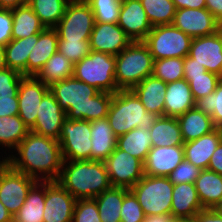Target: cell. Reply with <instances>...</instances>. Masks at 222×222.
I'll use <instances>...</instances> for the list:
<instances>
[{
    "label": "cell",
    "instance_id": "6da1fadb",
    "mask_svg": "<svg viewBox=\"0 0 222 222\" xmlns=\"http://www.w3.org/2000/svg\"><path fill=\"white\" fill-rule=\"evenodd\" d=\"M15 151L18 153L6 157L13 169L38 181H56L59 178L64 160L58 140L30 131Z\"/></svg>",
    "mask_w": 222,
    "mask_h": 222
},
{
    "label": "cell",
    "instance_id": "7a4b0ae2",
    "mask_svg": "<svg viewBox=\"0 0 222 222\" xmlns=\"http://www.w3.org/2000/svg\"><path fill=\"white\" fill-rule=\"evenodd\" d=\"M67 119L94 121L108 116L113 94L100 92L73 76L49 87Z\"/></svg>",
    "mask_w": 222,
    "mask_h": 222
},
{
    "label": "cell",
    "instance_id": "3957f363",
    "mask_svg": "<svg viewBox=\"0 0 222 222\" xmlns=\"http://www.w3.org/2000/svg\"><path fill=\"white\" fill-rule=\"evenodd\" d=\"M76 200L93 199L112 187L104 161L64 160L56 180Z\"/></svg>",
    "mask_w": 222,
    "mask_h": 222
},
{
    "label": "cell",
    "instance_id": "277c9868",
    "mask_svg": "<svg viewBox=\"0 0 222 222\" xmlns=\"http://www.w3.org/2000/svg\"><path fill=\"white\" fill-rule=\"evenodd\" d=\"M157 117L147 112L131 90H118L113 94L107 119L115 136L119 137L134 128L149 130Z\"/></svg>",
    "mask_w": 222,
    "mask_h": 222
},
{
    "label": "cell",
    "instance_id": "5b68a950",
    "mask_svg": "<svg viewBox=\"0 0 222 222\" xmlns=\"http://www.w3.org/2000/svg\"><path fill=\"white\" fill-rule=\"evenodd\" d=\"M154 59L143 41H133L115 56V80L119 90H131L153 74Z\"/></svg>",
    "mask_w": 222,
    "mask_h": 222
},
{
    "label": "cell",
    "instance_id": "8992f818",
    "mask_svg": "<svg viewBox=\"0 0 222 222\" xmlns=\"http://www.w3.org/2000/svg\"><path fill=\"white\" fill-rule=\"evenodd\" d=\"M73 77L98 89L116 93L115 56L91 50L90 54L74 64Z\"/></svg>",
    "mask_w": 222,
    "mask_h": 222
},
{
    "label": "cell",
    "instance_id": "52a82bcc",
    "mask_svg": "<svg viewBox=\"0 0 222 222\" xmlns=\"http://www.w3.org/2000/svg\"><path fill=\"white\" fill-rule=\"evenodd\" d=\"M174 184L168 177L144 175L130 190L145 215L171 212Z\"/></svg>",
    "mask_w": 222,
    "mask_h": 222
},
{
    "label": "cell",
    "instance_id": "ba28073f",
    "mask_svg": "<svg viewBox=\"0 0 222 222\" xmlns=\"http://www.w3.org/2000/svg\"><path fill=\"white\" fill-rule=\"evenodd\" d=\"M193 38L170 25L154 26L143 41L154 60L185 58L189 54Z\"/></svg>",
    "mask_w": 222,
    "mask_h": 222
},
{
    "label": "cell",
    "instance_id": "9c48e42d",
    "mask_svg": "<svg viewBox=\"0 0 222 222\" xmlns=\"http://www.w3.org/2000/svg\"><path fill=\"white\" fill-rule=\"evenodd\" d=\"M94 25L95 17L90 4L83 0H70L54 28L59 40L89 41Z\"/></svg>",
    "mask_w": 222,
    "mask_h": 222
},
{
    "label": "cell",
    "instance_id": "30bf717a",
    "mask_svg": "<svg viewBox=\"0 0 222 222\" xmlns=\"http://www.w3.org/2000/svg\"><path fill=\"white\" fill-rule=\"evenodd\" d=\"M58 141L63 160H91V122L66 119Z\"/></svg>",
    "mask_w": 222,
    "mask_h": 222
},
{
    "label": "cell",
    "instance_id": "8fae6325",
    "mask_svg": "<svg viewBox=\"0 0 222 222\" xmlns=\"http://www.w3.org/2000/svg\"><path fill=\"white\" fill-rule=\"evenodd\" d=\"M37 182L35 178L13 169L8 163L0 169V201L13 216Z\"/></svg>",
    "mask_w": 222,
    "mask_h": 222
},
{
    "label": "cell",
    "instance_id": "7c38bea8",
    "mask_svg": "<svg viewBox=\"0 0 222 222\" xmlns=\"http://www.w3.org/2000/svg\"><path fill=\"white\" fill-rule=\"evenodd\" d=\"M104 164L112 187L131 189L144 176L143 162L117 147Z\"/></svg>",
    "mask_w": 222,
    "mask_h": 222
},
{
    "label": "cell",
    "instance_id": "4fadbf2b",
    "mask_svg": "<svg viewBox=\"0 0 222 222\" xmlns=\"http://www.w3.org/2000/svg\"><path fill=\"white\" fill-rule=\"evenodd\" d=\"M172 25L192 38L213 34L221 23L206 9H177Z\"/></svg>",
    "mask_w": 222,
    "mask_h": 222
},
{
    "label": "cell",
    "instance_id": "5bb4252c",
    "mask_svg": "<svg viewBox=\"0 0 222 222\" xmlns=\"http://www.w3.org/2000/svg\"><path fill=\"white\" fill-rule=\"evenodd\" d=\"M76 201L57 181H45L44 222H72Z\"/></svg>",
    "mask_w": 222,
    "mask_h": 222
},
{
    "label": "cell",
    "instance_id": "9a60e30c",
    "mask_svg": "<svg viewBox=\"0 0 222 222\" xmlns=\"http://www.w3.org/2000/svg\"><path fill=\"white\" fill-rule=\"evenodd\" d=\"M36 76H23L18 88V115L31 130L37 119V112L43 96L49 91Z\"/></svg>",
    "mask_w": 222,
    "mask_h": 222
},
{
    "label": "cell",
    "instance_id": "2e32d148",
    "mask_svg": "<svg viewBox=\"0 0 222 222\" xmlns=\"http://www.w3.org/2000/svg\"><path fill=\"white\" fill-rule=\"evenodd\" d=\"M188 56L208 72L222 77V28L213 34L193 38Z\"/></svg>",
    "mask_w": 222,
    "mask_h": 222
},
{
    "label": "cell",
    "instance_id": "e0dca14e",
    "mask_svg": "<svg viewBox=\"0 0 222 222\" xmlns=\"http://www.w3.org/2000/svg\"><path fill=\"white\" fill-rule=\"evenodd\" d=\"M66 112L58 104L49 90L42 98L34 127L30 130L38 135L59 140Z\"/></svg>",
    "mask_w": 222,
    "mask_h": 222
},
{
    "label": "cell",
    "instance_id": "ac0fdd59",
    "mask_svg": "<svg viewBox=\"0 0 222 222\" xmlns=\"http://www.w3.org/2000/svg\"><path fill=\"white\" fill-rule=\"evenodd\" d=\"M117 24L133 41H144L153 28L140 0H122Z\"/></svg>",
    "mask_w": 222,
    "mask_h": 222
},
{
    "label": "cell",
    "instance_id": "d6986e66",
    "mask_svg": "<svg viewBox=\"0 0 222 222\" xmlns=\"http://www.w3.org/2000/svg\"><path fill=\"white\" fill-rule=\"evenodd\" d=\"M132 40L117 23L95 22L89 44L93 51L118 55Z\"/></svg>",
    "mask_w": 222,
    "mask_h": 222
},
{
    "label": "cell",
    "instance_id": "ffe728a7",
    "mask_svg": "<svg viewBox=\"0 0 222 222\" xmlns=\"http://www.w3.org/2000/svg\"><path fill=\"white\" fill-rule=\"evenodd\" d=\"M183 145L152 147L144 164V175L168 177L184 160Z\"/></svg>",
    "mask_w": 222,
    "mask_h": 222
},
{
    "label": "cell",
    "instance_id": "44dd1931",
    "mask_svg": "<svg viewBox=\"0 0 222 222\" xmlns=\"http://www.w3.org/2000/svg\"><path fill=\"white\" fill-rule=\"evenodd\" d=\"M222 141L219 128L183 144L184 158L199 169H207L210 158Z\"/></svg>",
    "mask_w": 222,
    "mask_h": 222
},
{
    "label": "cell",
    "instance_id": "7402d4cb",
    "mask_svg": "<svg viewBox=\"0 0 222 222\" xmlns=\"http://www.w3.org/2000/svg\"><path fill=\"white\" fill-rule=\"evenodd\" d=\"M166 89L167 83L152 75L138 83L131 91L138 97L147 112L164 116Z\"/></svg>",
    "mask_w": 222,
    "mask_h": 222
},
{
    "label": "cell",
    "instance_id": "603a6c76",
    "mask_svg": "<svg viewBox=\"0 0 222 222\" xmlns=\"http://www.w3.org/2000/svg\"><path fill=\"white\" fill-rule=\"evenodd\" d=\"M58 33L55 28L46 27L38 34V41L27 60V76H36L47 60L58 51Z\"/></svg>",
    "mask_w": 222,
    "mask_h": 222
},
{
    "label": "cell",
    "instance_id": "cb8c5ba5",
    "mask_svg": "<svg viewBox=\"0 0 222 222\" xmlns=\"http://www.w3.org/2000/svg\"><path fill=\"white\" fill-rule=\"evenodd\" d=\"M164 100V116L178 117L195 108L190 85L184 78L167 83Z\"/></svg>",
    "mask_w": 222,
    "mask_h": 222
},
{
    "label": "cell",
    "instance_id": "d4e9b609",
    "mask_svg": "<svg viewBox=\"0 0 222 222\" xmlns=\"http://www.w3.org/2000/svg\"><path fill=\"white\" fill-rule=\"evenodd\" d=\"M203 209L194 183L173 186L171 213L177 219L194 218Z\"/></svg>",
    "mask_w": 222,
    "mask_h": 222
},
{
    "label": "cell",
    "instance_id": "484cf974",
    "mask_svg": "<svg viewBox=\"0 0 222 222\" xmlns=\"http://www.w3.org/2000/svg\"><path fill=\"white\" fill-rule=\"evenodd\" d=\"M117 137L108 119L91 121V160L105 161L116 148Z\"/></svg>",
    "mask_w": 222,
    "mask_h": 222
},
{
    "label": "cell",
    "instance_id": "4316f807",
    "mask_svg": "<svg viewBox=\"0 0 222 222\" xmlns=\"http://www.w3.org/2000/svg\"><path fill=\"white\" fill-rule=\"evenodd\" d=\"M194 184L204 209H214L222 203L221 175L209 169H203Z\"/></svg>",
    "mask_w": 222,
    "mask_h": 222
},
{
    "label": "cell",
    "instance_id": "83f0119b",
    "mask_svg": "<svg viewBox=\"0 0 222 222\" xmlns=\"http://www.w3.org/2000/svg\"><path fill=\"white\" fill-rule=\"evenodd\" d=\"M152 147L183 145L177 117L158 116L149 129Z\"/></svg>",
    "mask_w": 222,
    "mask_h": 222
},
{
    "label": "cell",
    "instance_id": "f1b7e54d",
    "mask_svg": "<svg viewBox=\"0 0 222 222\" xmlns=\"http://www.w3.org/2000/svg\"><path fill=\"white\" fill-rule=\"evenodd\" d=\"M177 120L184 143L198 139L216 129L211 116L196 108L187 110L178 116Z\"/></svg>",
    "mask_w": 222,
    "mask_h": 222
},
{
    "label": "cell",
    "instance_id": "f546056e",
    "mask_svg": "<svg viewBox=\"0 0 222 222\" xmlns=\"http://www.w3.org/2000/svg\"><path fill=\"white\" fill-rule=\"evenodd\" d=\"M45 181H38L29 191L13 222H44Z\"/></svg>",
    "mask_w": 222,
    "mask_h": 222
},
{
    "label": "cell",
    "instance_id": "4dcf8cb0",
    "mask_svg": "<svg viewBox=\"0 0 222 222\" xmlns=\"http://www.w3.org/2000/svg\"><path fill=\"white\" fill-rule=\"evenodd\" d=\"M12 40L41 33L46 27L28 4L12 8Z\"/></svg>",
    "mask_w": 222,
    "mask_h": 222
},
{
    "label": "cell",
    "instance_id": "1f68e13d",
    "mask_svg": "<svg viewBox=\"0 0 222 222\" xmlns=\"http://www.w3.org/2000/svg\"><path fill=\"white\" fill-rule=\"evenodd\" d=\"M37 41L38 34H35L26 38L11 40L5 45L7 67L27 76V60Z\"/></svg>",
    "mask_w": 222,
    "mask_h": 222
},
{
    "label": "cell",
    "instance_id": "d6a6232c",
    "mask_svg": "<svg viewBox=\"0 0 222 222\" xmlns=\"http://www.w3.org/2000/svg\"><path fill=\"white\" fill-rule=\"evenodd\" d=\"M129 190L124 187H111L94 198L101 222H121L122 202Z\"/></svg>",
    "mask_w": 222,
    "mask_h": 222
},
{
    "label": "cell",
    "instance_id": "836d02e7",
    "mask_svg": "<svg viewBox=\"0 0 222 222\" xmlns=\"http://www.w3.org/2000/svg\"><path fill=\"white\" fill-rule=\"evenodd\" d=\"M74 64L59 51L55 52L44 64L36 77L46 86L63 81L73 76Z\"/></svg>",
    "mask_w": 222,
    "mask_h": 222
},
{
    "label": "cell",
    "instance_id": "e575fe53",
    "mask_svg": "<svg viewBox=\"0 0 222 222\" xmlns=\"http://www.w3.org/2000/svg\"><path fill=\"white\" fill-rule=\"evenodd\" d=\"M116 147L144 163L148 152L152 148L150 131L134 128L128 133L117 137Z\"/></svg>",
    "mask_w": 222,
    "mask_h": 222
},
{
    "label": "cell",
    "instance_id": "d590c367",
    "mask_svg": "<svg viewBox=\"0 0 222 222\" xmlns=\"http://www.w3.org/2000/svg\"><path fill=\"white\" fill-rule=\"evenodd\" d=\"M29 132L19 115L0 116V146L9 151L14 150Z\"/></svg>",
    "mask_w": 222,
    "mask_h": 222
},
{
    "label": "cell",
    "instance_id": "8d00e7d4",
    "mask_svg": "<svg viewBox=\"0 0 222 222\" xmlns=\"http://www.w3.org/2000/svg\"><path fill=\"white\" fill-rule=\"evenodd\" d=\"M70 0H28L27 4L48 28H54L65 13Z\"/></svg>",
    "mask_w": 222,
    "mask_h": 222
},
{
    "label": "cell",
    "instance_id": "74e56055",
    "mask_svg": "<svg viewBox=\"0 0 222 222\" xmlns=\"http://www.w3.org/2000/svg\"><path fill=\"white\" fill-rule=\"evenodd\" d=\"M152 27L170 25L176 13L172 0H140Z\"/></svg>",
    "mask_w": 222,
    "mask_h": 222
},
{
    "label": "cell",
    "instance_id": "f35d334b",
    "mask_svg": "<svg viewBox=\"0 0 222 222\" xmlns=\"http://www.w3.org/2000/svg\"><path fill=\"white\" fill-rule=\"evenodd\" d=\"M152 75L165 83L183 79L184 58L176 57L154 60Z\"/></svg>",
    "mask_w": 222,
    "mask_h": 222
},
{
    "label": "cell",
    "instance_id": "ab89813d",
    "mask_svg": "<svg viewBox=\"0 0 222 222\" xmlns=\"http://www.w3.org/2000/svg\"><path fill=\"white\" fill-rule=\"evenodd\" d=\"M195 108L211 116L216 128L222 126V79L213 93L195 100Z\"/></svg>",
    "mask_w": 222,
    "mask_h": 222
},
{
    "label": "cell",
    "instance_id": "60d3db41",
    "mask_svg": "<svg viewBox=\"0 0 222 222\" xmlns=\"http://www.w3.org/2000/svg\"><path fill=\"white\" fill-rule=\"evenodd\" d=\"M184 79L190 85L194 100H197L213 93L222 77L206 71L198 76H184Z\"/></svg>",
    "mask_w": 222,
    "mask_h": 222
},
{
    "label": "cell",
    "instance_id": "b9f144b4",
    "mask_svg": "<svg viewBox=\"0 0 222 222\" xmlns=\"http://www.w3.org/2000/svg\"><path fill=\"white\" fill-rule=\"evenodd\" d=\"M93 11L95 22L117 23L122 0H87Z\"/></svg>",
    "mask_w": 222,
    "mask_h": 222
},
{
    "label": "cell",
    "instance_id": "7bdbcfd3",
    "mask_svg": "<svg viewBox=\"0 0 222 222\" xmlns=\"http://www.w3.org/2000/svg\"><path fill=\"white\" fill-rule=\"evenodd\" d=\"M58 51L76 64L90 54L91 48L89 41L59 40Z\"/></svg>",
    "mask_w": 222,
    "mask_h": 222
},
{
    "label": "cell",
    "instance_id": "ee69618b",
    "mask_svg": "<svg viewBox=\"0 0 222 222\" xmlns=\"http://www.w3.org/2000/svg\"><path fill=\"white\" fill-rule=\"evenodd\" d=\"M23 75L10 68L0 70V98L18 97V88Z\"/></svg>",
    "mask_w": 222,
    "mask_h": 222
},
{
    "label": "cell",
    "instance_id": "f6af8a7d",
    "mask_svg": "<svg viewBox=\"0 0 222 222\" xmlns=\"http://www.w3.org/2000/svg\"><path fill=\"white\" fill-rule=\"evenodd\" d=\"M121 222H143L145 214L141 208L137 197L129 190L122 202L120 211Z\"/></svg>",
    "mask_w": 222,
    "mask_h": 222
},
{
    "label": "cell",
    "instance_id": "bcb514c9",
    "mask_svg": "<svg viewBox=\"0 0 222 222\" xmlns=\"http://www.w3.org/2000/svg\"><path fill=\"white\" fill-rule=\"evenodd\" d=\"M72 222H101L96 200H77L74 208Z\"/></svg>",
    "mask_w": 222,
    "mask_h": 222
},
{
    "label": "cell",
    "instance_id": "7dc6e473",
    "mask_svg": "<svg viewBox=\"0 0 222 222\" xmlns=\"http://www.w3.org/2000/svg\"><path fill=\"white\" fill-rule=\"evenodd\" d=\"M201 169L184 159L168 176L169 180L175 184L195 183Z\"/></svg>",
    "mask_w": 222,
    "mask_h": 222
},
{
    "label": "cell",
    "instance_id": "c3c4849f",
    "mask_svg": "<svg viewBox=\"0 0 222 222\" xmlns=\"http://www.w3.org/2000/svg\"><path fill=\"white\" fill-rule=\"evenodd\" d=\"M12 9L0 8V45H7L12 40Z\"/></svg>",
    "mask_w": 222,
    "mask_h": 222
},
{
    "label": "cell",
    "instance_id": "681fc988",
    "mask_svg": "<svg viewBox=\"0 0 222 222\" xmlns=\"http://www.w3.org/2000/svg\"><path fill=\"white\" fill-rule=\"evenodd\" d=\"M18 111V97L0 98V116H15Z\"/></svg>",
    "mask_w": 222,
    "mask_h": 222
},
{
    "label": "cell",
    "instance_id": "f907efd6",
    "mask_svg": "<svg viewBox=\"0 0 222 222\" xmlns=\"http://www.w3.org/2000/svg\"><path fill=\"white\" fill-rule=\"evenodd\" d=\"M207 70L203 65L194 62L192 57L188 55L184 58V76H198L205 73Z\"/></svg>",
    "mask_w": 222,
    "mask_h": 222
},
{
    "label": "cell",
    "instance_id": "816d5d0a",
    "mask_svg": "<svg viewBox=\"0 0 222 222\" xmlns=\"http://www.w3.org/2000/svg\"><path fill=\"white\" fill-rule=\"evenodd\" d=\"M207 169L214 171L222 176V141L212 154Z\"/></svg>",
    "mask_w": 222,
    "mask_h": 222
},
{
    "label": "cell",
    "instance_id": "f5cc1de1",
    "mask_svg": "<svg viewBox=\"0 0 222 222\" xmlns=\"http://www.w3.org/2000/svg\"><path fill=\"white\" fill-rule=\"evenodd\" d=\"M194 219L196 222H222V217L214 209H203L194 216Z\"/></svg>",
    "mask_w": 222,
    "mask_h": 222
},
{
    "label": "cell",
    "instance_id": "db71d44e",
    "mask_svg": "<svg viewBox=\"0 0 222 222\" xmlns=\"http://www.w3.org/2000/svg\"><path fill=\"white\" fill-rule=\"evenodd\" d=\"M176 9L193 8L203 9L206 8L205 0H172Z\"/></svg>",
    "mask_w": 222,
    "mask_h": 222
},
{
    "label": "cell",
    "instance_id": "11a10c76",
    "mask_svg": "<svg viewBox=\"0 0 222 222\" xmlns=\"http://www.w3.org/2000/svg\"><path fill=\"white\" fill-rule=\"evenodd\" d=\"M206 9L221 23L222 25V0H205Z\"/></svg>",
    "mask_w": 222,
    "mask_h": 222
},
{
    "label": "cell",
    "instance_id": "9f6ffc18",
    "mask_svg": "<svg viewBox=\"0 0 222 222\" xmlns=\"http://www.w3.org/2000/svg\"><path fill=\"white\" fill-rule=\"evenodd\" d=\"M177 218L170 212L164 214L145 215L143 222H175Z\"/></svg>",
    "mask_w": 222,
    "mask_h": 222
},
{
    "label": "cell",
    "instance_id": "6f0895ef",
    "mask_svg": "<svg viewBox=\"0 0 222 222\" xmlns=\"http://www.w3.org/2000/svg\"><path fill=\"white\" fill-rule=\"evenodd\" d=\"M28 0H0V8H14L27 4Z\"/></svg>",
    "mask_w": 222,
    "mask_h": 222
},
{
    "label": "cell",
    "instance_id": "680465c9",
    "mask_svg": "<svg viewBox=\"0 0 222 222\" xmlns=\"http://www.w3.org/2000/svg\"><path fill=\"white\" fill-rule=\"evenodd\" d=\"M0 222H13V215L0 201Z\"/></svg>",
    "mask_w": 222,
    "mask_h": 222
},
{
    "label": "cell",
    "instance_id": "91938a15",
    "mask_svg": "<svg viewBox=\"0 0 222 222\" xmlns=\"http://www.w3.org/2000/svg\"><path fill=\"white\" fill-rule=\"evenodd\" d=\"M4 49L5 46L0 45V70L7 68Z\"/></svg>",
    "mask_w": 222,
    "mask_h": 222
},
{
    "label": "cell",
    "instance_id": "94428289",
    "mask_svg": "<svg viewBox=\"0 0 222 222\" xmlns=\"http://www.w3.org/2000/svg\"><path fill=\"white\" fill-rule=\"evenodd\" d=\"M214 210L222 217V203L217 205Z\"/></svg>",
    "mask_w": 222,
    "mask_h": 222
},
{
    "label": "cell",
    "instance_id": "6125c7cd",
    "mask_svg": "<svg viewBox=\"0 0 222 222\" xmlns=\"http://www.w3.org/2000/svg\"><path fill=\"white\" fill-rule=\"evenodd\" d=\"M175 222H196L194 218L190 219H177Z\"/></svg>",
    "mask_w": 222,
    "mask_h": 222
},
{
    "label": "cell",
    "instance_id": "be15d7a7",
    "mask_svg": "<svg viewBox=\"0 0 222 222\" xmlns=\"http://www.w3.org/2000/svg\"><path fill=\"white\" fill-rule=\"evenodd\" d=\"M7 163L6 161V157L3 158L2 156V161H1V158H0V169Z\"/></svg>",
    "mask_w": 222,
    "mask_h": 222
},
{
    "label": "cell",
    "instance_id": "e7e4bbea",
    "mask_svg": "<svg viewBox=\"0 0 222 222\" xmlns=\"http://www.w3.org/2000/svg\"><path fill=\"white\" fill-rule=\"evenodd\" d=\"M220 132H221V136H222V126L219 128Z\"/></svg>",
    "mask_w": 222,
    "mask_h": 222
}]
</instances>
